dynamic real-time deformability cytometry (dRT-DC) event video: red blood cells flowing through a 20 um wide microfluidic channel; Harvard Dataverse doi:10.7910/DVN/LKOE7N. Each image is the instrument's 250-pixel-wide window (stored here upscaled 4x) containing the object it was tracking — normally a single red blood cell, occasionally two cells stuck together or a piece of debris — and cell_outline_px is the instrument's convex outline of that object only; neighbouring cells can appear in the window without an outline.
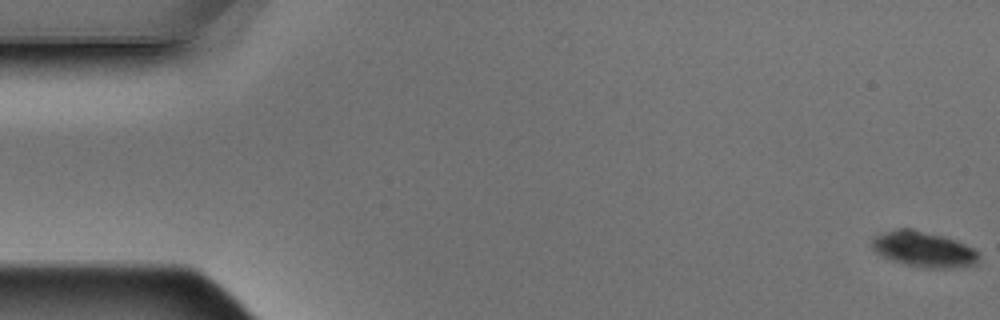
{"species": "Egyptian fruit bat (a non-hibernating species)", "species_latin": "Rousettus aegyptiacus", "temperature_condition": "warm", "stored_images_in_passage": 9, "camera_frame_rate_fps": 3000, "um_per_image_px": 0.085, "animal": {"sex": "male"}, "frame": {"image": 1, "passage_image": 1, "time_ms": 0.0, "image_size_px": [1000, 320], "cell_outline_px": [[980, 256], [972, 264], [952, 268], [924, 268], [904, 264], [880, 256], [872, 248], [872, 240], [880, 232], [900, 228], [912, 228], [940, 236], [964, 244], [972, 248]], "centroid_in_image_um": [78.42, 21.19], "position_along_channel_um": 6.6, "area_um2": 21.79}}
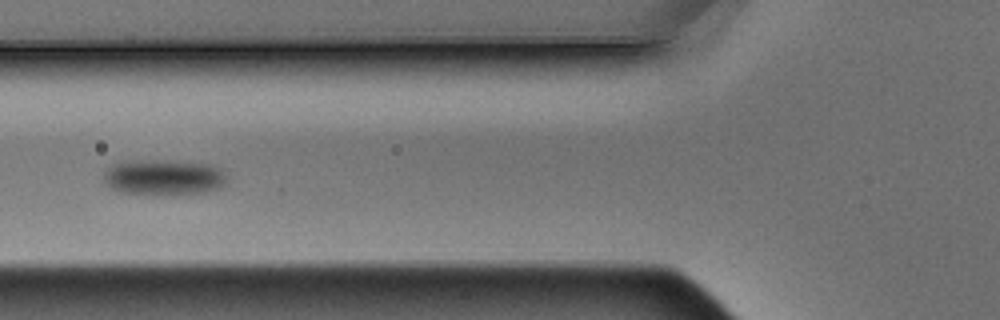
{"frame": {"image": 2, "passage_image": 6, "time_ms": 1.667, "image_size_px": [1000, 320], "cell_outline_px": [[228, 176], [224, 184], [220, 188], [204, 192], [120, 192], [112, 188], [100, 176], [112, 164], [124, 160], [172, 160], [212, 164], [220, 168]], "centroid_in_image_um": [13.92, 15.0], "position_along_channel_um": 111.9, "area_um2": 25.2}}
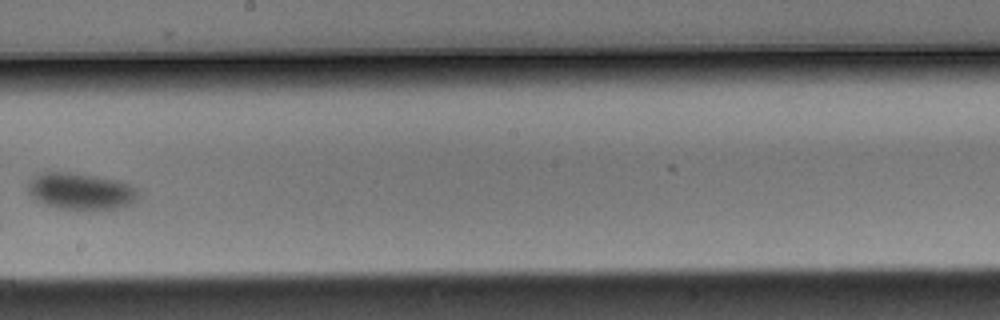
{"frame": {"image": 3, "passage_image": 9, "time_ms": 2.667, "image_size_px": [1000, 320], "cell_outline_px": [[140, 196], [132, 204], [120, 208], [60, 208], [44, 204], [36, 200], [28, 192], [28, 180], [32, 176], [40, 172], [68, 172], [96, 176], [120, 180], [136, 188], [140, 192]], "centroid_in_image_um": [6.87, 16.23], "position_along_channel_um": 241.3, "area_um2": 23.58}}